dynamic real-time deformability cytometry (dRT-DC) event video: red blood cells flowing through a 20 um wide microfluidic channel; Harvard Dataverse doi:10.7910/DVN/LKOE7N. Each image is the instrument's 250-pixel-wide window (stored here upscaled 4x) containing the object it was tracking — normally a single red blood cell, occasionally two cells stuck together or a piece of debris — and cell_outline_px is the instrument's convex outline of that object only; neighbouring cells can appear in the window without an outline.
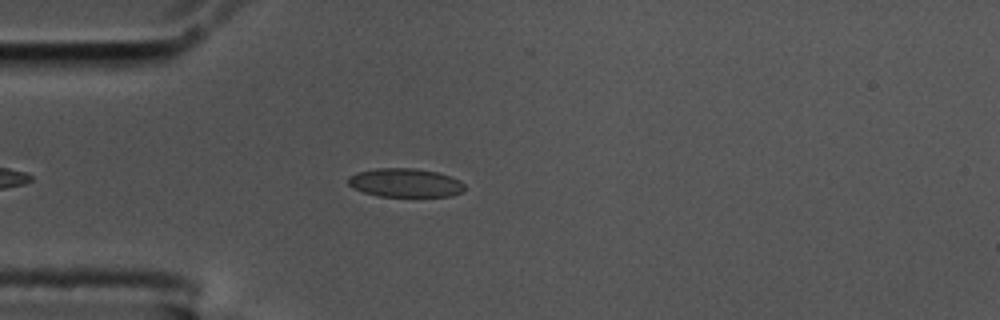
{"species": "common noctule bat (a hibernating species)", "species_latin": "Nyctalus noctula", "temperature_condition": "cold", "stored_images_in_passage": 44, "camera_frame_rate_fps": 3000, "um_per_image_px": 0.085, "animal": {"sex": "male", "body_mass_g": 17.5, "forearm_length_mm": 52.3}, "frame": {"image": 1, "passage_image": 8, "time_ms": 2.333, "image_size_px": [1000, 320], "cell_outline_px": [[464, 188], [460, 192], [452, 196], [376, 196], [352, 188], [348, 184], [348, 176], [356, 172], [376, 168], [416, 168], [436, 172], [452, 176], [460, 180], [464, 184]], "centroid_in_image_um": [34.42, 15.53], "position_along_channel_um": 50.6, "area_um2": 19.59}}
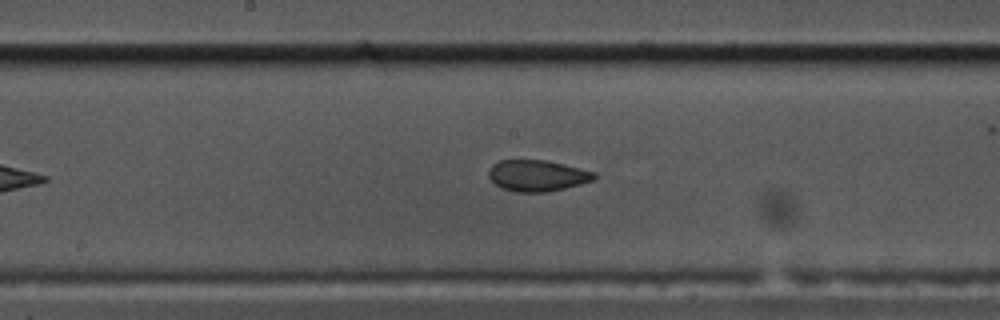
{"frame": {"image": 2, "passage_image": 22, "time_ms": 7.0, "image_size_px": [1000, 320], "cell_outline_px": [[596, 180], [548, 192], [516, 192], [500, 188], [488, 176], [488, 172], [492, 164], [500, 160], [544, 160], [564, 164], [596, 172]], "centroid_in_image_um": [45.67, 14.93], "position_along_channel_um": 202.5, "area_um2": 19.31}}
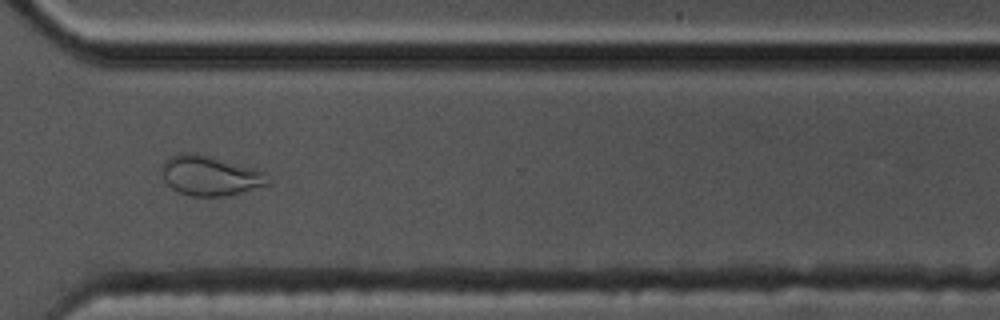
{"frame": {"image": 3, "passage_image": 35, "time_ms": 11.333, "image_size_px": [1000, 320], "cell_outline_px": [[268, 184], [228, 196], [192, 196], [180, 192], [172, 188], [164, 180], [160, 168], [168, 156], [176, 152], [192, 152], [256, 168], [264, 172], [268, 180]], "centroid_in_image_um": [17.8, 14.91], "position_along_channel_um": 352.8, "area_um2": 24.62}, "authors_computed_cell_mechanics": {"area_um2": 19.652, "velocity_mm_per_s": 3.4665, "shape_relaxation_time_tau1_ms": null, "shape_relaxation_time_tau2_ms": 1.3247, "deformation_change_tau1": null, "deformation_change_tau2": 0.0557}}